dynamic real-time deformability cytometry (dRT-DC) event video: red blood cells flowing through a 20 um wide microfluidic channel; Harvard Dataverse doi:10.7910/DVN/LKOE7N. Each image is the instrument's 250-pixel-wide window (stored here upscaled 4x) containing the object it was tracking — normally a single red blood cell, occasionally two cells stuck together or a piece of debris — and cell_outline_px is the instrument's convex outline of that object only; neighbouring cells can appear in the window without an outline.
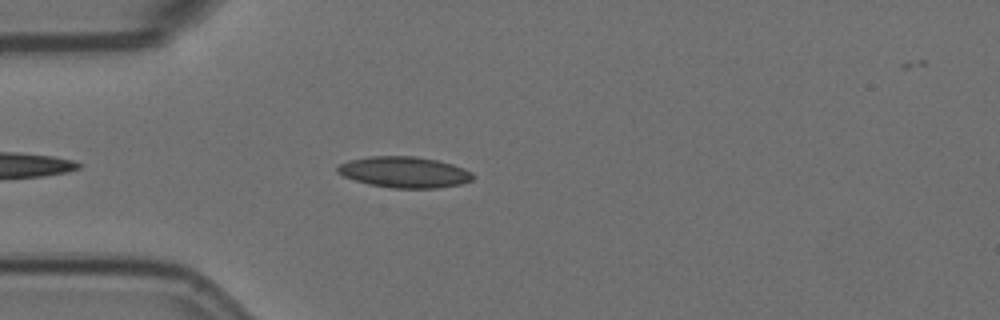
{"species": "Egyptian fruit bat (a non-hibernating species)", "species_latin": "Rousettus aegyptiacus", "temperature_condition": "room temperature", "stored_images_in_passage": 3, "camera_frame_rate_fps": 3000, "um_per_image_px": 0.085, "animal": {"sex": "female"}, "frame": {"image": 1, "passage_image": 3, "time_ms": 0.667, "image_size_px": [1000, 320], "cell_outline_px": [[476, 176], [472, 180], [460, 184], [436, 188], [392, 188], [368, 184], [344, 176], [336, 172], [336, 168], [340, 164], [348, 160], [368, 156], [416, 156], [436, 160], [452, 164], [464, 168], [472, 172]], "centroid_in_image_um": [34.37, 14.63], "position_along_channel_um": 50.6, "area_um2": 24.57}}